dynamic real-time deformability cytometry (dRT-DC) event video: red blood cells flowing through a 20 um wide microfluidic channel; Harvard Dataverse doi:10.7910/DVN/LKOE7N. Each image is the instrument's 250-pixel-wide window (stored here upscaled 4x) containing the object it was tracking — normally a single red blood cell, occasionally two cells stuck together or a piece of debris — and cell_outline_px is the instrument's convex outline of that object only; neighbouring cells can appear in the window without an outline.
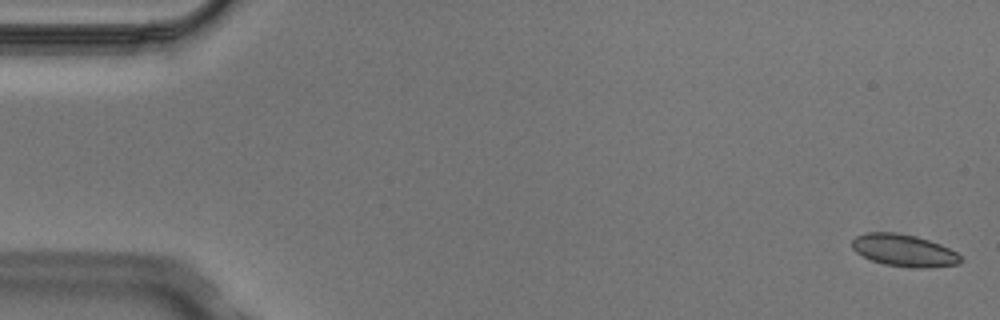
{"species": "Egyptian fruit bat (a non-hibernating species)", "species_latin": "Rousettus aegyptiacus", "temperature_condition": "cold", "stored_images_in_passage": 6, "camera_frame_rate_fps": 3000, "um_per_image_px": 0.085, "animal": {"sex": "male"}, "frame": {"image": 1, "passage_image": 1, "time_ms": 0.0, "image_size_px": [1000, 320], "cell_outline_px": [[964, 260], [960, 264], [928, 268], [912, 268], [884, 264], [872, 260], [856, 252], [852, 248], [852, 240], [856, 236], [868, 232], [896, 232], [916, 236], [940, 244], [956, 252]], "centroid_in_image_um": [76.86, 21.29], "position_along_channel_um": 8.1, "area_um2": 20.4}}
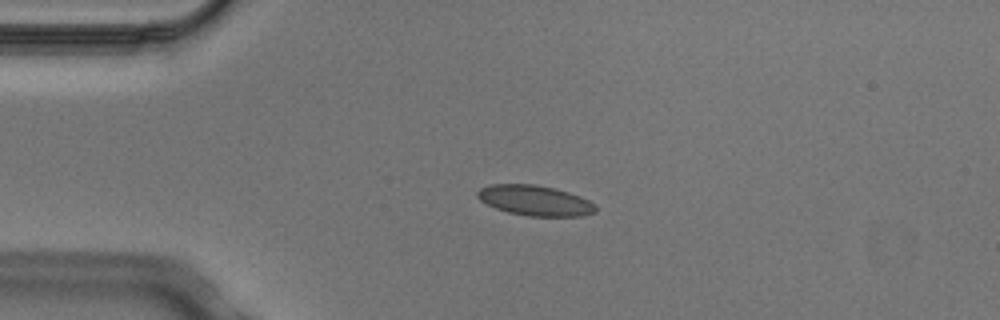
{"frame": {"image": 2, "passage_image": 4, "time_ms": 1.0, "image_size_px": [1000, 320], "cell_outline_px": [[596, 212], [580, 216], [528, 216], [508, 212], [496, 208], [480, 200], [476, 196], [476, 192], [480, 188], [492, 184], [536, 184], [568, 192], [580, 196], [596, 204]], "centroid_in_image_um": [45.47, 17.04], "position_along_channel_um": 39.5, "area_um2": 20.81}}
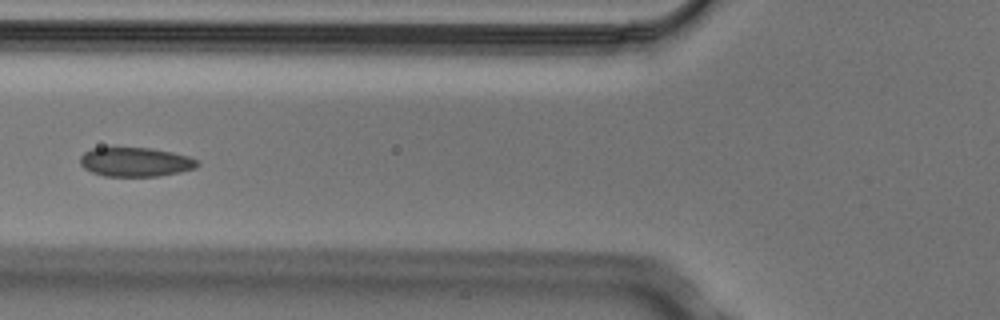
{"frame": {"image": 3, "passage_image": 6, "time_ms": 1.667, "image_size_px": [1000, 320], "cell_outline_px": [[200, 164], [196, 168], [180, 172], [160, 176], [104, 176], [92, 172], [84, 168], [80, 164], [80, 156], [84, 152], [92, 148], [152, 148], [172, 152], [188, 156], [196, 160]], "centroid_in_image_um": [11.51, 13.77], "position_along_channel_um": 114.3, "area_um2": 19.94}}